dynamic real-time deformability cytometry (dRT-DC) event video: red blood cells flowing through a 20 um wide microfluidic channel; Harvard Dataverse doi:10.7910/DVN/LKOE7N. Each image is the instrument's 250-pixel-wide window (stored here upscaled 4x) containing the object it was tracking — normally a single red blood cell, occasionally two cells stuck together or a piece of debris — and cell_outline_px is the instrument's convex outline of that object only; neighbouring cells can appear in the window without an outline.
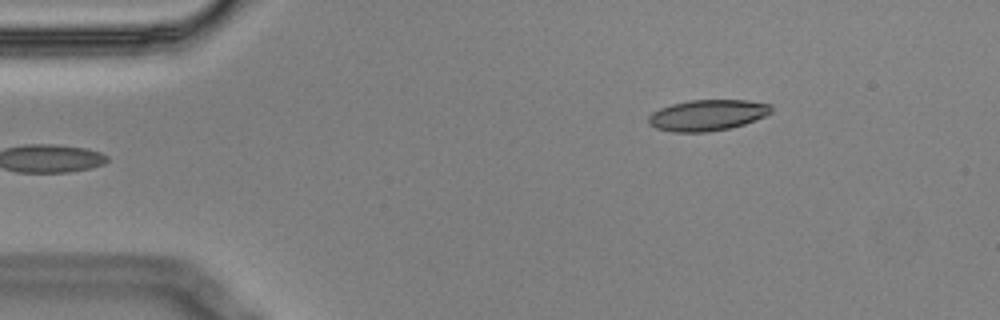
{"species": "Egyptian fruit bat (a non-hibernating species)", "species_latin": "Rousettus aegyptiacus", "temperature_condition": "cold", "stored_images_in_passage": 5, "camera_frame_rate_fps": 3000, "um_per_image_px": 0.085, "animal": {"sex": "male"}, "frame": {"image": 1, "passage_image": 5, "time_ms": 1.333, "image_size_px": [1000, 320], "cell_outline_px": [[772, 112], [764, 116], [744, 124], [728, 128], [708, 132], [672, 132], [656, 128], [648, 124], [648, 116], [652, 112], [660, 108], [672, 104], [688, 100], [748, 100], [772, 104]], "centroid_in_image_um": [60.12, 9.78], "position_along_channel_um": 24.9, "area_um2": 22.25}}